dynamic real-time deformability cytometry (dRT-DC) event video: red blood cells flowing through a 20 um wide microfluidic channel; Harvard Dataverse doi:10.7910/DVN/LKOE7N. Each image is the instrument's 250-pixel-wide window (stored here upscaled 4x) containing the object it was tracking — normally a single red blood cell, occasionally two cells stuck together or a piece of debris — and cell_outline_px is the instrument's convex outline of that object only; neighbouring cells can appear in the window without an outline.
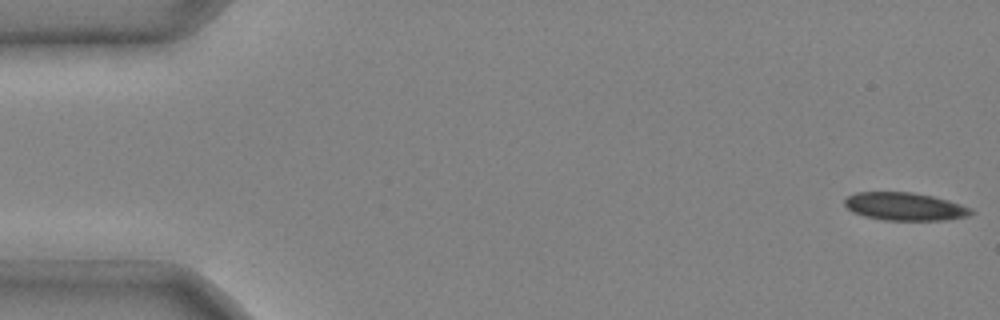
{"species": "common noctule bat (a hibernating species)", "species_latin": "Nyctalus noctula", "temperature_condition": "cold", "stored_images_in_passage": 5, "camera_frame_rate_fps": 3000, "um_per_image_px": 0.085, "animal": {"sex": "male", "body_mass_g": 20.4}, "frame": {"image": 1, "passage_image": 1, "time_ms": 0.0, "image_size_px": [1000, 320], "cell_outline_px": [[976, 212], [968, 216], [944, 220], [884, 220], [864, 216], [852, 212], [844, 204], [844, 200], [848, 196], [856, 192], [912, 192], [932, 196], [948, 200], [972, 208]], "centroid_in_image_um": [76.92, 17.55], "position_along_channel_um": 8.1, "area_um2": 20.63}}
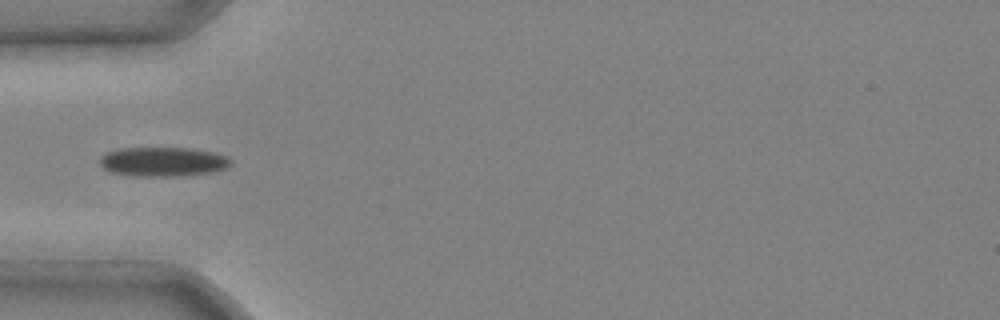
{"frame": {"image": 2, "passage_image": 4, "time_ms": 1.0, "image_size_px": [1000, 320], "cell_outline_px": [[232, 164], [224, 168], [212, 172], [176, 176], [140, 176], [112, 172], [104, 168], [100, 164], [100, 156], [104, 152], [120, 148], [192, 148], [212, 152], [228, 156], [232, 160]], "centroid_in_image_um": [13.85, 13.73], "position_along_channel_um": 71.1, "area_um2": 22.37}}
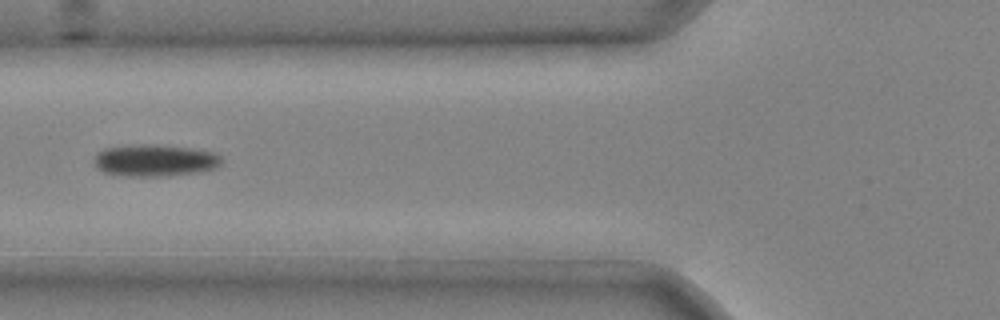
{"frame": {"image": 3, "passage_image": 5, "time_ms": 1.333, "image_size_px": [1000, 320], "cell_outline_px": [[220, 164], [216, 168], [196, 172], [168, 176], [128, 176], [104, 172], [96, 168], [92, 160], [96, 152], [104, 148], [132, 144], [152, 144], [192, 148], [216, 152], [220, 156]], "centroid_in_image_um": [13.11, 13.62], "position_along_channel_um": 112.7, "area_um2": 23.99}}